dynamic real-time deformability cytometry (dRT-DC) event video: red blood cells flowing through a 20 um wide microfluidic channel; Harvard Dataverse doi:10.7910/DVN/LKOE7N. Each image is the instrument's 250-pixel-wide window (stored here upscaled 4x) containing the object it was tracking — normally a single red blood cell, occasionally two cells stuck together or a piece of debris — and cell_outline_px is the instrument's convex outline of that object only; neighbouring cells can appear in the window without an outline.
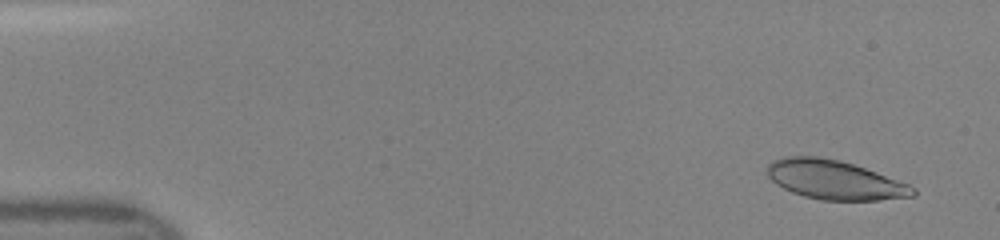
{"species": "human", "species_latin": "Homo sapiens", "temperature_condition": "room temperature", "stored_images_in_passage": 7, "camera_frame_rate_fps": 3000, "um_per_image_px": 0.085, "donor": {"sex": "female"}, "frame": {"image": 1, "passage_image": 1, "time_ms": 0.0, "image_size_px": [1000, 240], "cell_outline_px": [[916, 196], [876, 200], [820, 200], [804, 196], [792, 192], [776, 184], [768, 176], [768, 164], [772, 160], [784, 156], [816, 156], [840, 160], [876, 172], [908, 184], [916, 188]], "centroid_in_image_um": [70.93, 15.29], "position_along_channel_um": 14.1, "area_um2": 33.06}}
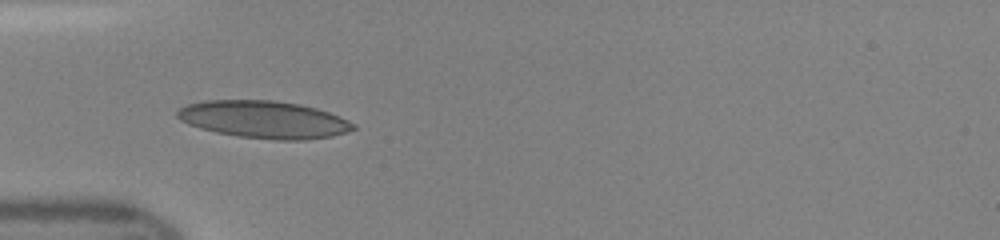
{"frame": {"image": 2, "passage_image": 6, "time_ms": 1.667, "image_size_px": [1000, 240], "cell_outline_px": [[356, 128], [332, 136], [304, 140], [276, 140], [240, 136], [216, 132], [200, 128], [188, 124], [180, 120], [176, 116], [176, 112], [180, 108], [188, 104], [204, 100], [272, 100], [300, 104], [316, 108], [328, 112], [348, 120], [356, 124]], "centroid_in_image_um": [22.42, 10.15], "position_along_channel_um": 62.6, "area_um2": 38.21}}